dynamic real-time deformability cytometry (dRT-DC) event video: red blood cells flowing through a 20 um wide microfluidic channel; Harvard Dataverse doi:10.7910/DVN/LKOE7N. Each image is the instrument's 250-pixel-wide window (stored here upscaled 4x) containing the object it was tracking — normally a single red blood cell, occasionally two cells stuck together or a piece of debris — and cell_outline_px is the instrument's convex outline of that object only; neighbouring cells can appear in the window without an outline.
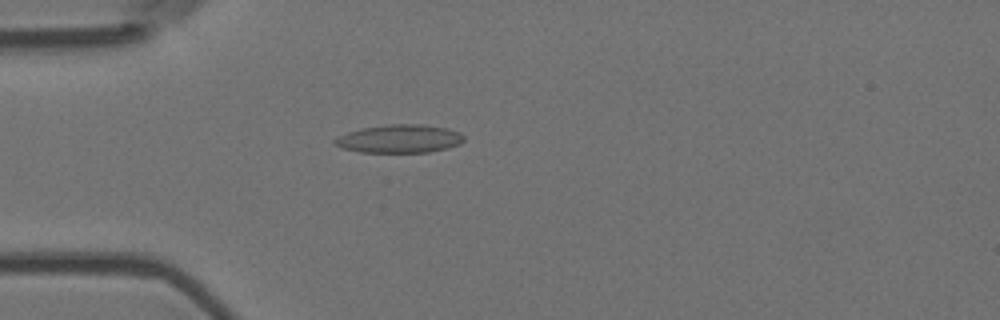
{"species": "Egyptian fruit bat (a non-hibernating species)", "species_latin": "Rousettus aegyptiacus", "temperature_condition": "room temperature", "stored_images_in_passage": 5, "camera_frame_rate_fps": 3000, "um_per_image_px": 0.085, "animal": {"sex": "female"}, "frame": {"image": 1, "passage_image": 5, "time_ms": 1.333, "image_size_px": [1000, 320], "cell_outline_px": [[464, 140], [460, 144], [448, 148], [428, 152], [360, 152], [340, 148], [332, 144], [332, 140], [336, 136], [360, 128], [388, 124], [424, 124], [448, 128], [460, 132], [464, 136]], "centroid_in_image_um": [33.92, 11.79], "position_along_channel_um": 51.1, "area_um2": 21.62}}